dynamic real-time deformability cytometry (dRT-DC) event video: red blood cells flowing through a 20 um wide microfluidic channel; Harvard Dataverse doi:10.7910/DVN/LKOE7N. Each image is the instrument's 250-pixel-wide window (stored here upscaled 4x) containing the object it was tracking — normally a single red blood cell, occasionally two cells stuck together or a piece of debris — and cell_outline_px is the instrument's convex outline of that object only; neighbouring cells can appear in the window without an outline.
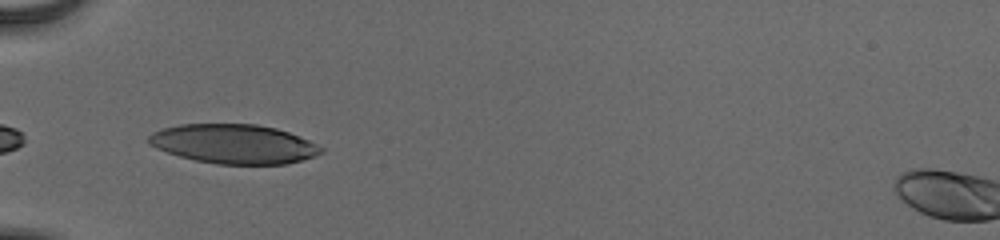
{"species": "human", "species_latin": "Homo sapiens", "temperature_condition": "cold", "stored_images_in_passage": 17, "camera_frame_rate_fps": 3000, "um_per_image_px": 0.085, "donor": {"sex": "male"}, "frame": {"image": 1, "passage_image": 1, "time_ms": 0.0, "image_size_px": [1000, 240], "cell_outline_px": [[324, 152], [300, 160], [284, 164], [216, 164], [196, 160], [180, 156], [156, 148], [148, 144], [148, 136], [152, 132], [160, 128], [180, 124], [256, 124], [276, 128], [288, 132], [308, 140], [324, 148]], "centroid_in_image_um": [19.84, 12.23], "position_along_channel_um": 65.2, "area_um2": 39.36}}
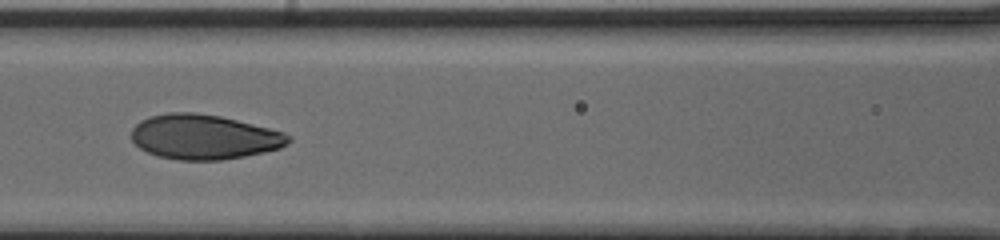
{"frame": {"image": 2, "passage_image": 8, "time_ms": 2.333, "image_size_px": [1000, 240], "cell_outline_px": [[292, 140], [288, 144], [280, 148], [264, 152], [244, 156], [220, 160], [176, 160], [156, 156], [140, 148], [132, 140], [132, 128], [140, 120], [148, 116], [168, 112], [196, 112], [220, 116], [284, 132], [292, 136]], "centroid_in_image_um": [17.33, 11.64], "position_along_channel_um": 149.3, "area_um2": 41.15}}